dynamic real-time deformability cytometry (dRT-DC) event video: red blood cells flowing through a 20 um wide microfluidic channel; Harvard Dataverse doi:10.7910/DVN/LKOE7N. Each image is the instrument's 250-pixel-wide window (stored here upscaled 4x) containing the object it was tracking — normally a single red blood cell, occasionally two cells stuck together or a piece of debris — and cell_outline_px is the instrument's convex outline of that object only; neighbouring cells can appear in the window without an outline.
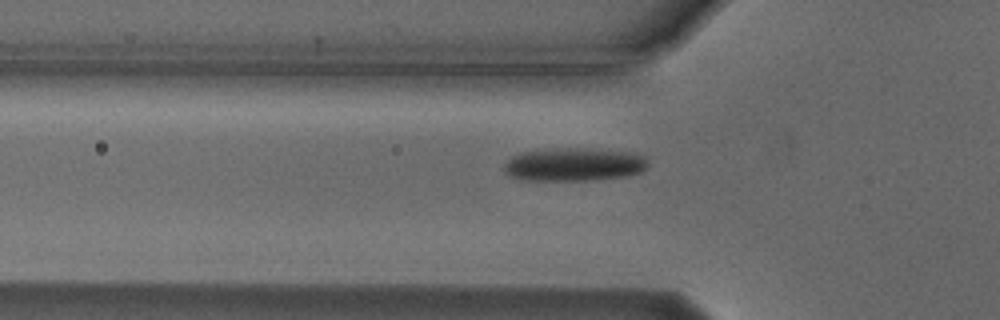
{"species": "Egyptian fruit bat (a non-hibernating species)", "species_latin": "Rousettus aegyptiacus", "temperature_condition": "cold", "stored_images_in_passage": 37, "camera_frame_rate_fps": 3000, "um_per_image_px": 0.085, "animal": {"sex": "male"}, "frame": {"image": 1, "passage_image": 7, "time_ms": 2.0, "image_size_px": [1000, 320], "cell_outline_px": [[648, 164], [640, 172], [624, 176], [592, 180], [524, 180], [508, 176], [504, 172], [504, 164], [512, 156], [520, 152], [572, 148], [576, 148], [628, 152], [644, 156]], "centroid_in_image_um": [48.74, 13.99], "position_along_channel_um": 77.1, "area_um2": 27.46}}
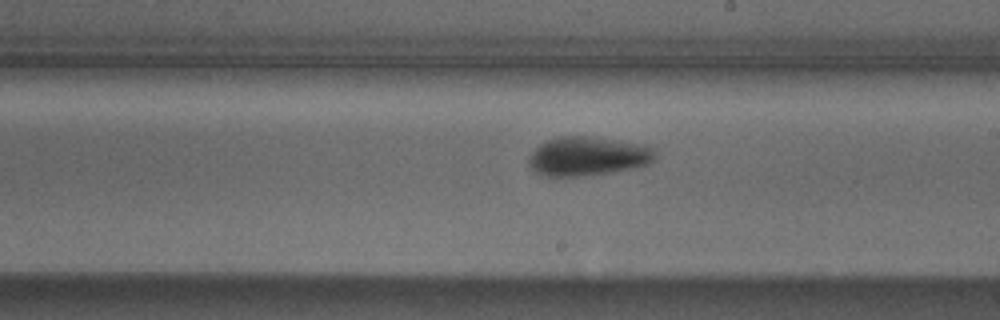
{"frame": {"image": 2, "passage_image": 20, "time_ms": 6.333, "image_size_px": [1000, 320], "cell_outline_px": [[656, 156], [648, 164], [632, 168], [612, 172], [580, 176], [548, 176], [536, 172], [528, 164], [528, 156], [540, 144], [548, 140], [560, 136], [584, 136], [644, 144], [652, 148]], "centroid_in_image_um": [49.94, 13.28], "position_along_channel_um": 239.1, "area_um2": 28.44}}
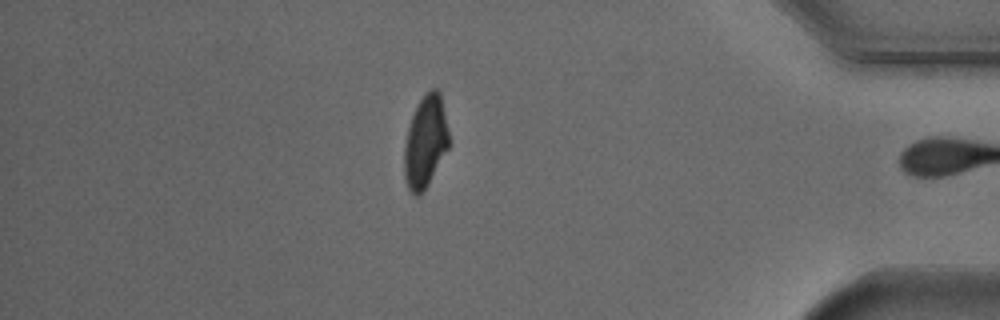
{"frame": {"image": 3, "passage_image": 36, "time_ms": 11.667, "image_size_px": [1000, 320], "cell_outline_px": [[448, 148], [428, 184], [416, 196], [408, 188], [404, 180], [404, 148], [408, 128], [412, 116], [424, 92], [432, 88], [436, 88], [440, 92], [448, 132]], "centroid_in_image_um": [36.14, 12.02], "position_along_channel_um": 399.1, "area_um2": 23.52}, "authors_computed_cell_mechanics": {"area_um2": 27.5128, "velocity_mm_per_s": 3.7307, "shape_relaxation_time_tau1_ms": 3.4745, "shape_relaxation_time_tau2_ms": 3.5342, "deformation_change_tau1": 0.1174, "deformation_change_tau2": 0.0887}}